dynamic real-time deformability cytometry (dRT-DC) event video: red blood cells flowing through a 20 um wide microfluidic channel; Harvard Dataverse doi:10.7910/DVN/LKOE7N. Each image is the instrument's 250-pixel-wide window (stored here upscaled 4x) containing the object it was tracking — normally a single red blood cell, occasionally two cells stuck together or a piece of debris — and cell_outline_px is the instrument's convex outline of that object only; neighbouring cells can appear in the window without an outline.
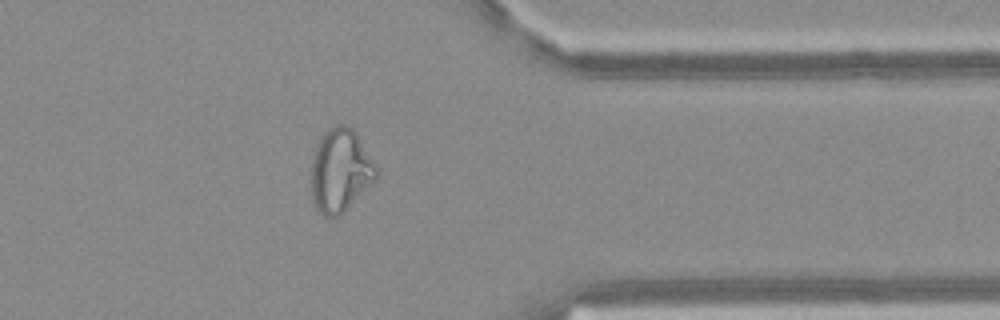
{"species": "Egyptian fruit bat (a non-hibernating species)", "species_latin": "Rousettus aegyptiacus", "temperature_condition": "warm", "stored_images_in_passage": 38, "camera_frame_rate_fps": 3000, "um_per_image_px": 0.085, "frame": {"image": 1, "passage_image": 33, "time_ms": 10.667, "image_size_px": [1000, 320], "cell_outline_px": [[380, 176], [340, 216], [332, 220], [316, 212], [312, 204], [312, 152], [324, 132], [332, 124], [348, 124], [356, 132], [380, 168]], "centroid_in_image_um": [28.95, 14.51], "position_along_channel_um": 382.4, "area_um2": 32.77}, "authors_computed_cell_mechanics": {"area_um2": 29.6803, "velocity_mm_per_s": 3.806, "shape_relaxation_time_tau1_ms": null, "shape_relaxation_time_tau2_ms": 0.9549, "deformation_change_tau1": null, "deformation_change_tau2": 0.0946}}